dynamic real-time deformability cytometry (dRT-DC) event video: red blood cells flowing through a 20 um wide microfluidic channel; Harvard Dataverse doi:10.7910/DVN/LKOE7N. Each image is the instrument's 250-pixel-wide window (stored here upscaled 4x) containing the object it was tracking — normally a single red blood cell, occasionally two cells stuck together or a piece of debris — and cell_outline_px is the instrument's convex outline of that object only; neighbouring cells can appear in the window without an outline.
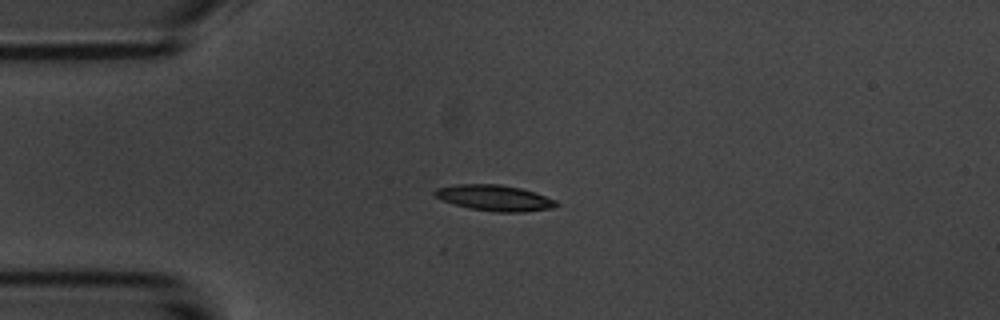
{"species": "common noctule bat (a hibernating species)", "species_latin": "Nyctalus noctula", "temperature_condition": "room temperature", "stored_images_in_passage": 9, "camera_frame_rate_fps": 3000, "um_per_image_px": 0.085, "animal": {"sex": "male", "body_mass_g": 20.1, "forearm_length_mm": 53.5}, "frame": {"image": 1, "passage_image": 2, "time_ms": 2.0, "image_size_px": [1000, 320], "cell_outline_px": [[560, 204], [552, 208], [520, 212], [496, 212], [468, 208], [452, 204], [436, 196], [432, 192], [436, 188], [456, 184], [500, 184], [520, 188], [536, 192], [556, 200]], "centroid_in_image_um": [42.04, 16.82], "position_along_channel_um": 43.0, "area_um2": 18.38}}
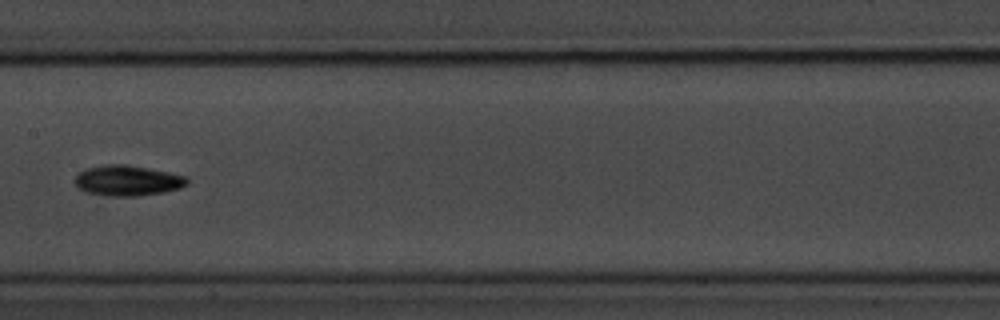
{"frame": {"image": 2, "passage_image": 6, "time_ms": 6.667, "image_size_px": [1000, 320], "cell_outline_px": [[188, 184], [180, 188], [164, 192], [136, 196], [112, 196], [88, 192], [80, 188], [76, 184], [76, 176], [84, 168], [104, 164], [124, 164], [148, 168], [168, 172], [184, 176], [188, 180]], "centroid_in_image_um": [10.85, 15.34], "position_along_channel_um": 196.6, "area_um2": 19.71}}